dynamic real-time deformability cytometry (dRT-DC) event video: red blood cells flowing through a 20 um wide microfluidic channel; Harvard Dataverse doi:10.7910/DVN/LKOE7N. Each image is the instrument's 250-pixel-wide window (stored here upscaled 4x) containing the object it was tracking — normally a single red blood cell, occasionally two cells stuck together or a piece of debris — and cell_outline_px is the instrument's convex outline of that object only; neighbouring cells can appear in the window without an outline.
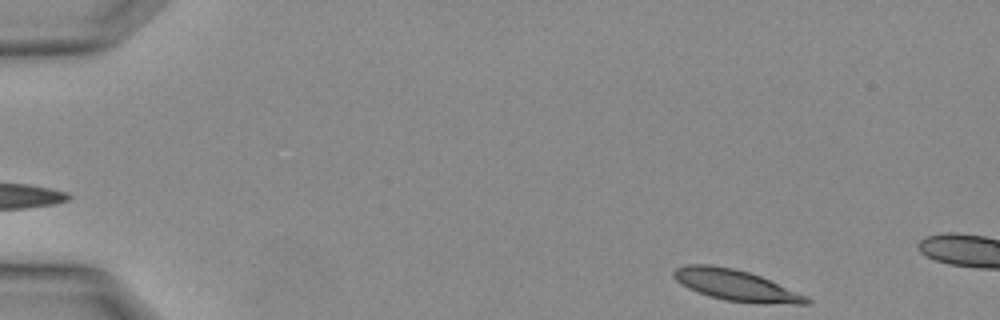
{"species": "Egyptian fruit bat (a non-hibernating species)", "species_latin": "Rousettus aegyptiacus", "temperature_condition": "warm", "stored_images_in_passage": 3, "segment_of_instrument_passage": [2, 2], "camera_frame_rate_fps": 3000, "um_per_image_px": 0.085, "animal": {"sex": "female"}, "frame": {"image": 1, "passage_image": 3, "time_ms": 0.667, "image_size_px": [1000, 320], "cell_outline_px": [[812, 304], [796, 304], [724, 300], [708, 296], [696, 292], [680, 284], [672, 276], [672, 272], [676, 268], [688, 264], [708, 264], [732, 268], [748, 272], [760, 276], [808, 296], [812, 300]], "centroid_in_image_um": [62.51, 24.23], "position_along_channel_um": 22.5, "area_um2": 23.76}}